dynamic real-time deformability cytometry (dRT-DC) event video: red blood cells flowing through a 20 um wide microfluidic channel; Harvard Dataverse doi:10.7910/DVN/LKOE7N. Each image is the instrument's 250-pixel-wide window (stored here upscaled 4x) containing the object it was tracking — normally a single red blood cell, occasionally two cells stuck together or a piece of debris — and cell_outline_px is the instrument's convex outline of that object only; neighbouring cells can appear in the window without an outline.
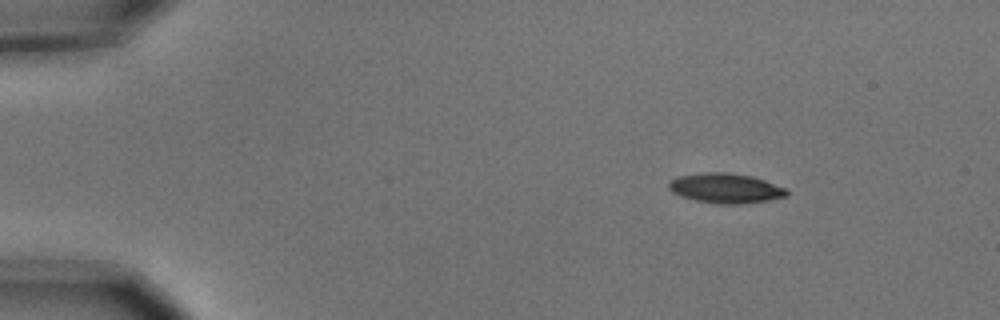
{"species": "common noctule bat (a hibernating species)", "species_latin": "Nyctalus noctula", "temperature_condition": "cold", "stored_images_in_passage": 4, "camera_frame_rate_fps": 3000, "um_per_image_px": 0.085, "animal": {"sex": "male", "body_mass_g": 15.6}, "frame": {"image": 1, "passage_image": 1, "time_ms": 0.0, "image_size_px": [1000, 320], "cell_outline_px": [[788, 196], [768, 200], [740, 204], [716, 204], [696, 200], [680, 196], [672, 192], [668, 188], [668, 180], [680, 176], [704, 172], [728, 172], [752, 176], [764, 180], [784, 188], [788, 192]], "centroid_in_image_um": [61.64, 16.0], "position_along_channel_um": 23.4, "area_um2": 20.52}}
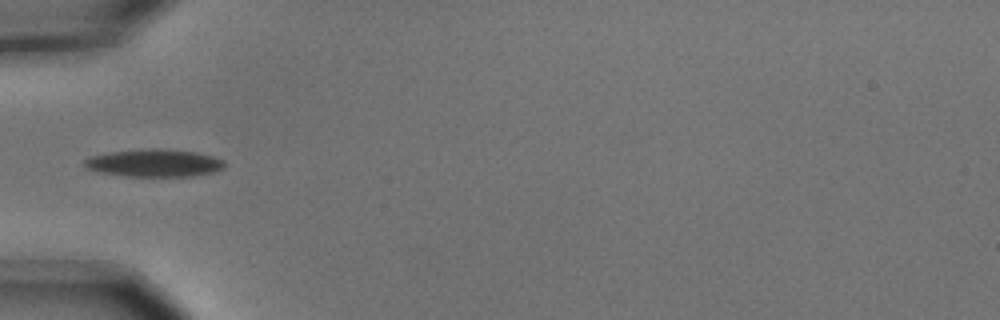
{"frame": {"image": 2, "passage_image": 4, "time_ms": 1.0, "image_size_px": [1000, 320], "cell_outline_px": [[224, 168], [216, 172], [192, 176], [124, 176], [96, 172], [88, 168], [84, 164], [84, 160], [88, 156], [112, 152], [152, 148], [196, 152], [212, 156], [224, 160]], "centroid_in_image_um": [13.11, 13.86], "position_along_channel_um": 71.9, "area_um2": 22.48}}